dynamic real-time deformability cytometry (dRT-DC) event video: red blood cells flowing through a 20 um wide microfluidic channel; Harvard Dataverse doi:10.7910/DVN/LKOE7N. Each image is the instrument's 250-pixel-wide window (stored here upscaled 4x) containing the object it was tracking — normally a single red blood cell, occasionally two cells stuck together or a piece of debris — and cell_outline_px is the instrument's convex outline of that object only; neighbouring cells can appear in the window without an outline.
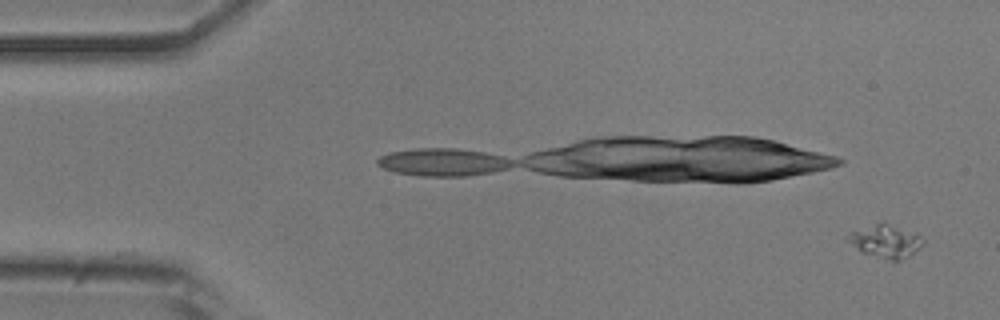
{"species": "common noctule bat (a hibernating species)", "species_latin": "Nyctalus noctula", "temperature_condition": "room temperature", "stored_images_in_passage": 14, "camera_frame_rate_fps": 3000, "um_per_image_px": 0.085, "animal": {"sex": "male", "body_mass_g": 20.5, "forearm_length_mm": 52.5}, "frame": {"image": 1, "passage_image": 1, "time_ms": 0.0, "image_size_px": [1000, 320], "cell_outline_px": [[924, 244], [920, 248], [908, 256], [900, 260], [892, 260], [860, 252], [844, 240], [852, 232], [876, 224], [888, 224], [920, 236], [924, 240]], "centroid_in_image_um": [75.25, 20.54], "position_along_channel_um": 9.7, "area_um2": 13.87}}
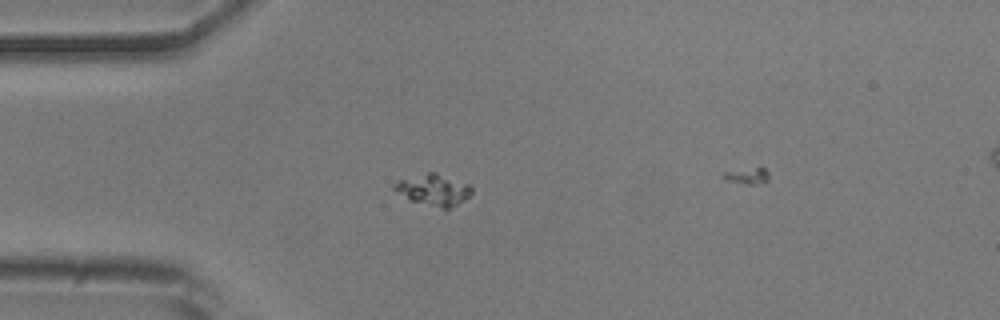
{"frame": {"image": 2, "passage_image": 13, "time_ms": 4.0, "image_size_px": [1000, 320], "cell_outline_px": [[472, 192], [464, 200], [448, 208], [444, 208], [412, 200], [396, 192], [392, 188], [392, 184], [400, 180], [428, 172], [436, 172], [468, 184], [472, 188]], "centroid_in_image_um": [36.84, 16.11], "position_along_channel_um": 48.2, "area_um2": 13.64}}